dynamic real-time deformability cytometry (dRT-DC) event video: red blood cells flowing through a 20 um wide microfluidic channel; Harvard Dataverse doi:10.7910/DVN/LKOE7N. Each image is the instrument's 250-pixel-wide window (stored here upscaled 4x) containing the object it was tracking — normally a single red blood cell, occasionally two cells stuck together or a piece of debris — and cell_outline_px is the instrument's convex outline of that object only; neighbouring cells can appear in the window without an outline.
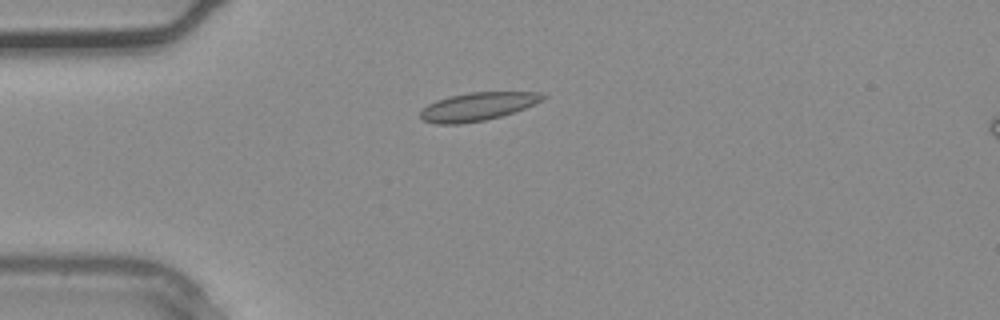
{"species": "common noctule bat (a hibernating species)", "species_latin": "Nyctalus noctula", "temperature_condition": "warm", "stored_images_in_passage": 29, "camera_frame_rate_fps": 3000, "um_per_image_px": 0.085, "animal": {"sex": "male", "body_mass_g": 20.4}, "frame": {"image": 1, "passage_image": 1, "time_ms": 0.0, "image_size_px": [1000, 320], "cell_outline_px": [[548, 96], [544, 100], [536, 104], [500, 116], [484, 120], [460, 124], [436, 124], [420, 120], [420, 112], [428, 104], [436, 100], [468, 92], [540, 92]], "centroid_in_image_um": [40.6, 9.05], "position_along_channel_um": 44.4, "area_um2": 20.11}}
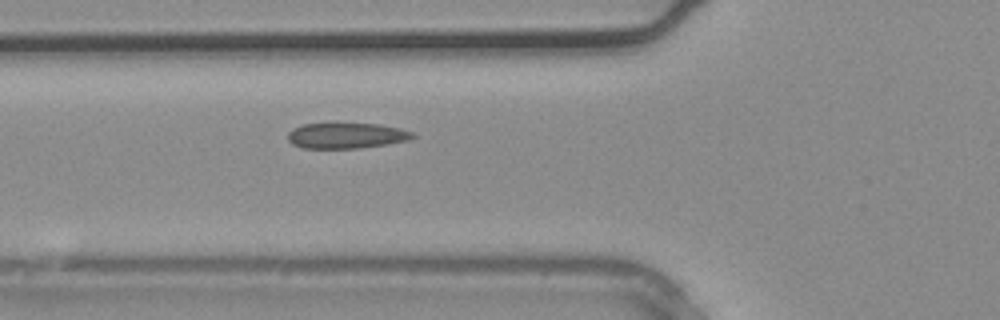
{"frame": {"image": 2, "passage_image": 5, "time_ms": 1.333, "image_size_px": [1000, 320], "cell_outline_px": [[416, 136], [408, 140], [360, 148], [300, 148], [292, 144], [288, 140], [288, 132], [292, 128], [304, 124], [380, 124], [400, 128], [412, 132]], "centroid_in_image_um": [29.41, 11.53], "position_along_channel_um": 96.4, "area_um2": 18.5}}